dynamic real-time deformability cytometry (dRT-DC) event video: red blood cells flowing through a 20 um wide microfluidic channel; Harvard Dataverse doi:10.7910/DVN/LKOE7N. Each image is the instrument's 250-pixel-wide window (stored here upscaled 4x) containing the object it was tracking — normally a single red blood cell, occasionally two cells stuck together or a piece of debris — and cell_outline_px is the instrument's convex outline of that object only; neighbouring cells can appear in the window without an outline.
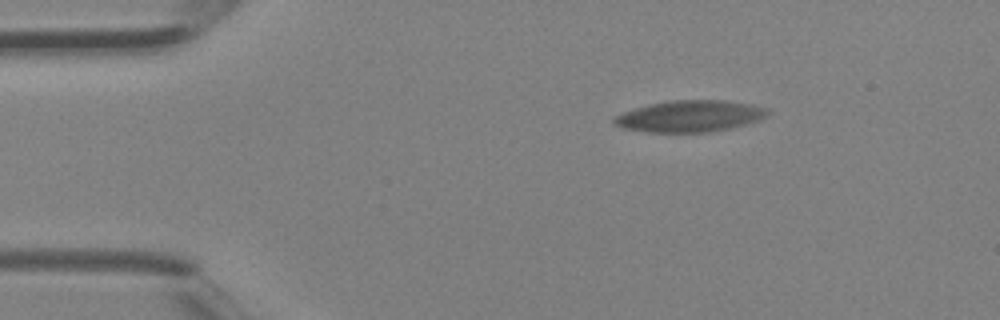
{"species": "Egyptian fruit bat (a non-hibernating species)", "species_latin": "Rousettus aegyptiacus", "temperature_condition": "room temperature", "stored_images_in_passage": 4, "camera_frame_rate_fps": 3000, "um_per_image_px": 0.085, "animal": {"sex": "female"}, "frame": {"image": 1, "passage_image": 4, "time_ms": 1.0, "image_size_px": [1000, 320], "cell_outline_px": [[772, 112], [768, 116], [760, 120], [732, 128], [708, 132], [648, 132], [624, 128], [612, 124], [612, 120], [616, 116], [624, 112], [636, 108], [668, 100], [724, 100], [752, 104], [768, 108]], "centroid_in_image_um": [58.71, 9.87], "position_along_channel_um": 26.3, "area_um2": 28.32}}